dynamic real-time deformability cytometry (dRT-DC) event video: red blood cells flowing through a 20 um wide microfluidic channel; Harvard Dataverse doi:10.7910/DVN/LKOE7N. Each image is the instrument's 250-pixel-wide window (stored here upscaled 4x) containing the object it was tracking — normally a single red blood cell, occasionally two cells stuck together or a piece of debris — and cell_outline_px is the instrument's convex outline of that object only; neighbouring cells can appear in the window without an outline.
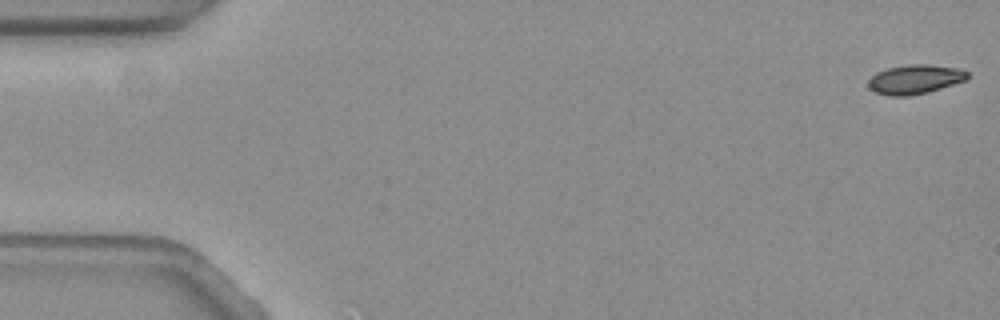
{"species": "common noctule bat (a hibernating species)", "species_latin": "Nyctalus noctula", "temperature_condition": "warm", "stored_images_in_passage": 56, "camera_frame_rate_fps": 3000, "um_per_image_px": 0.085, "animal": {"sex": "female", "body_mass_g": 19.3, "forearm_length_mm": 54.1}, "frame": {"image": 1, "passage_image": 1, "time_ms": 0.0, "image_size_px": [1000, 320], "cell_outline_px": [[968, 80], [928, 92], [908, 96], [888, 96], [876, 92], [868, 88], [868, 80], [876, 72], [888, 68], [912, 64], [924, 64], [956, 68], [968, 72]], "centroid_in_image_um": [77.76, 6.75], "position_along_channel_um": 7.2, "area_um2": 16.88}}
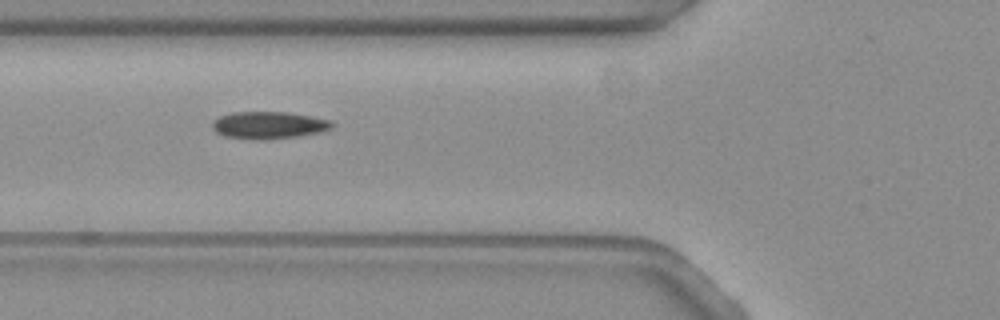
{"frame": {"image": 2, "passage_image": 21, "time_ms": 6.667, "image_size_px": [1000, 320], "cell_outline_px": [[336, 124], [332, 128], [320, 132], [296, 136], [264, 140], [252, 140], [224, 136], [216, 132], [212, 128], [212, 124], [220, 116], [232, 112], [284, 112], [312, 116], [332, 120]], "centroid_in_image_um": [22.87, 10.64], "position_along_channel_um": 102.9, "area_um2": 19.07}}
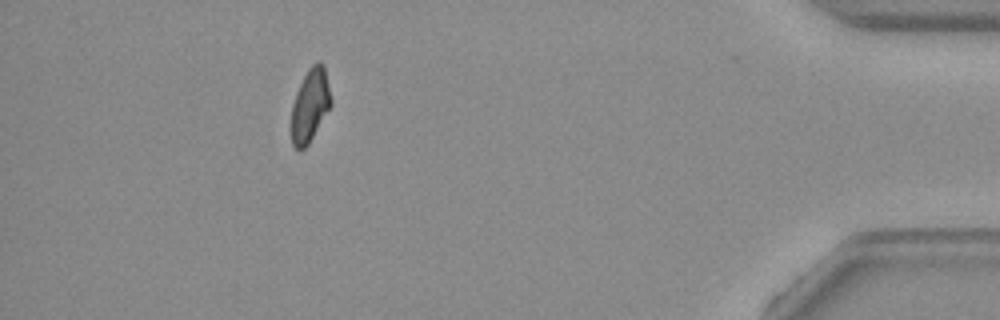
{"frame": {"image": 3, "passage_image": 51, "time_ms": 16.667, "image_size_px": [1000, 320], "cell_outline_px": [[332, 104], [308, 144], [304, 148], [296, 148], [292, 144], [292, 104], [296, 92], [308, 68], [316, 60], [320, 60], [324, 64], [332, 100]], "centroid_in_image_um": [26.38, 8.88], "position_along_channel_um": 408.8, "area_um2": 16.76}, "authors_computed_cell_mechanics": {"area_um2": 17.7735, "velocity_mm_per_s": 3.6562, "shape_relaxation_time_tau1_ms": 7.1626, "shape_relaxation_time_tau2_ms": 4.9897, "deformation_change_tau1": 0.1709, "deformation_change_tau2": 0.0607}}